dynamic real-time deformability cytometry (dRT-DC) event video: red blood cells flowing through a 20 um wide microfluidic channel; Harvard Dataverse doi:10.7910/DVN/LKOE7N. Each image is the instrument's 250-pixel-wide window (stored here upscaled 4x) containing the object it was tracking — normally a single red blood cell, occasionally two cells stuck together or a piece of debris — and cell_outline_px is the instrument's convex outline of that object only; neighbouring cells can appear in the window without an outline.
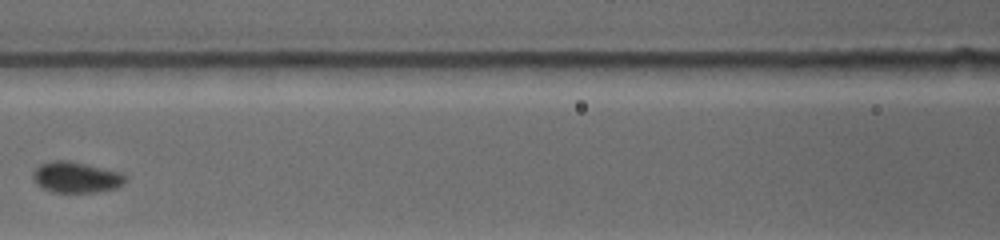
{"species": "common noctule bat (a hibernating species)", "species_latin": "Nyctalus noctula", "temperature_condition": "warm", "stored_images_in_passage": 17, "camera_frame_rate_fps": 4500, "um_per_image_px": 0.085, "animal": {"sex": "female", "body_mass_g": 19.0, "forearm_length_mm": 53.3}, "frame": {"image": 1, "passage_image": 6, "time_ms": 4.0, "image_size_px": [1000, 240], "cell_outline_px": [[128, 180], [124, 184], [116, 188], [100, 192], [52, 192], [40, 188], [32, 180], [32, 176], [36, 168], [44, 164], [80, 164], [120, 172], [128, 176]], "centroid_in_image_um": [6.54, 15.16], "position_along_channel_um": 160.1, "area_um2": 15.84}}